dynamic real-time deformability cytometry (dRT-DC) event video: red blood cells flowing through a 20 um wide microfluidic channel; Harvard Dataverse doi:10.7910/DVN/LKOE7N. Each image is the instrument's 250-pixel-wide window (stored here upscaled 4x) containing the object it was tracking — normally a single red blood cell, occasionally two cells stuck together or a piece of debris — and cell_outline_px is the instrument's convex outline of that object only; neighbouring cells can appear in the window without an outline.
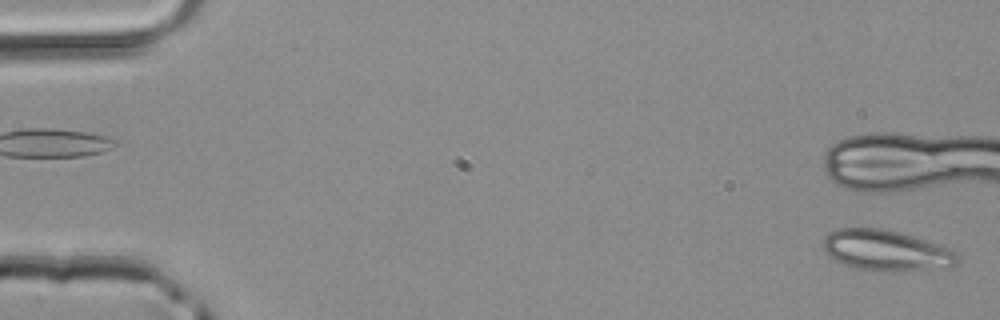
{"species": "common noctule bat (a hibernating species)", "species_latin": "Nyctalus noctula", "temperature_condition": "room temperature", "stored_images_in_passage": 5, "camera_frame_rate_fps": 3000, "um_per_image_px": 0.085, "animal": {"sex": "male", "body_mass_g": 20.4}, "frame": {"image": 1, "passage_image": 1, "time_ms": 0.0, "image_size_px": [1000, 320], "cell_outline_px": [[956, 264], [952, 268], [904, 272], [884, 272], [856, 268], [844, 264], [828, 256], [824, 248], [824, 236], [828, 232], [836, 228], [880, 228], [900, 232], [944, 244], [956, 252]], "centroid_in_image_um": [75.38, 21.3], "position_along_channel_um": 9.6, "area_um2": 32.71}}